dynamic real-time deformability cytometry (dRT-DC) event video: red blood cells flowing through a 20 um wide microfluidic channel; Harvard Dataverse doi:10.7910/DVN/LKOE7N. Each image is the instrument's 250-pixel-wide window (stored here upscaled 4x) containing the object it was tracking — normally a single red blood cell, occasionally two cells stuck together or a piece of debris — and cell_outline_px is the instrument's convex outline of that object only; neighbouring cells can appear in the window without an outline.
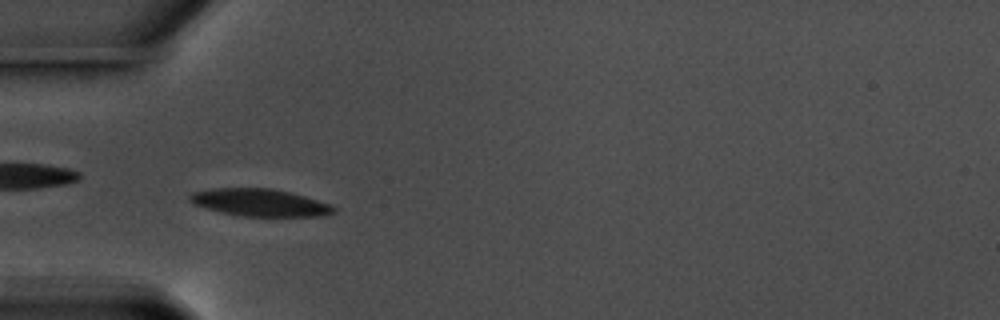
{"species": "common noctule bat (a hibernating species)", "species_latin": "Nyctalus noctula", "temperature_condition": "warm", "stored_images_in_passage": 38, "camera_frame_rate_fps": 3000, "um_per_image_px": 0.085, "animal": {"sex": "male", "body_mass_g": 17.5, "forearm_length_mm": 52.3}, "frame": {"image": 1, "passage_image": 7, "time_ms": 2.0, "image_size_px": [1000, 320], "cell_outline_px": [[336, 212], [324, 216], [244, 216], [220, 212], [196, 204], [188, 200], [188, 196], [192, 192], [212, 188], [272, 188], [304, 196], [328, 204], [336, 208]], "centroid_in_image_um": [22.07, 17.21], "position_along_channel_um": 62.9, "area_um2": 22.72}}
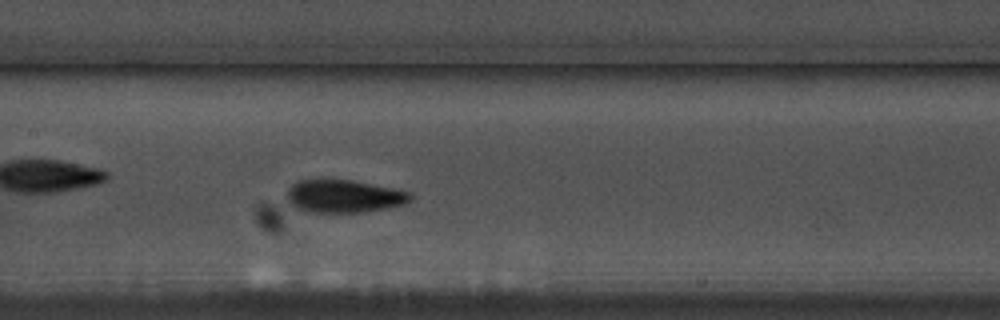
{"frame": {"image": 2, "passage_image": 17, "time_ms": 5.333, "image_size_px": [1000, 320], "cell_outline_px": [[412, 200], [404, 204], [364, 212], [312, 212], [292, 208], [288, 204], [288, 188], [296, 180], [320, 176], [324, 176], [352, 180], [412, 192]], "centroid_in_image_um": [29.15, 16.63], "position_along_channel_um": 178.3, "area_um2": 24.51}}
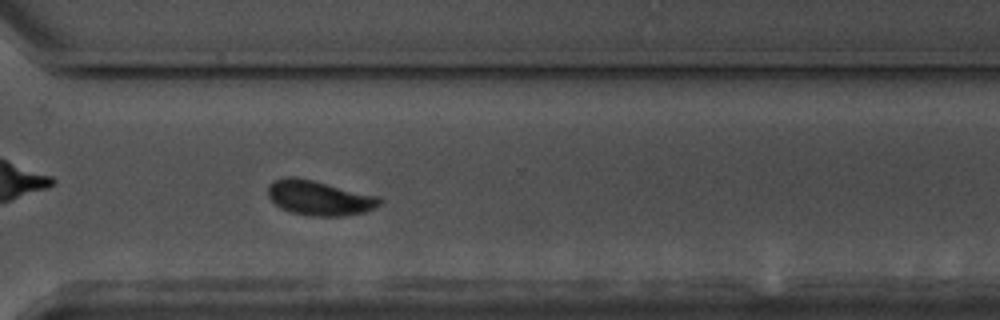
{"frame": {"image": 3, "passage_image": 31, "time_ms": 10.0, "image_size_px": [1000, 320], "cell_outline_px": [[384, 200], [376, 208], [364, 212], [344, 216], [308, 216], [292, 212], [280, 208], [268, 196], [268, 184], [276, 180], [288, 176], [292, 176], [312, 180], [380, 196]], "centroid_in_image_um": [27.17, 16.83], "position_along_channel_um": 343.4, "area_um2": 22.72}, "authors_computed_cell_mechanics": {"area_um2": 22.6287, "velocity_mm_per_s": 3.541, "shape_relaxation_time_tau1_ms": 2.4888, "shape_relaxation_time_tau2_ms": 1.4874, "deformation_change_tau1": 0.123, "deformation_change_tau2": 0.055}}